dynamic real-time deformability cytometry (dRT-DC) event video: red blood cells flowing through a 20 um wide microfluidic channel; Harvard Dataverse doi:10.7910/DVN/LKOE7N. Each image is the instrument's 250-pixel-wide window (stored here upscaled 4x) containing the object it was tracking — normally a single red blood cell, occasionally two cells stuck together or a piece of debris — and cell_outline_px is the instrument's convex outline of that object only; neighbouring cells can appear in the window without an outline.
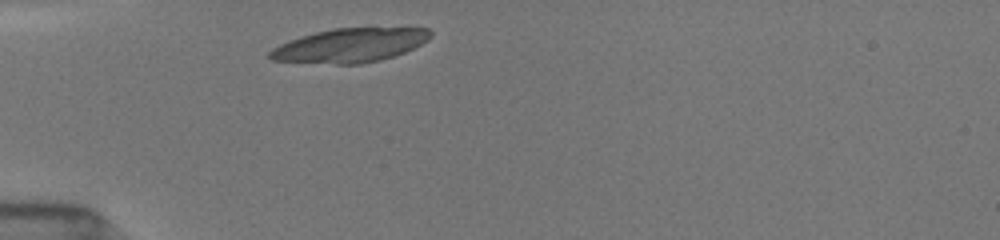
{"species": "common noctule bat (a hibernating species)", "species_latin": "Nyctalus noctula", "temperature_condition": "room temperature", "stored_images_in_passage": 3, "camera_frame_rate_fps": 3000, "um_per_image_px": 0.085, "animal": {"sex": "female", "body_mass_g": 19.5, "forearm_length_mm": 54.1}, "frame": {"image": 1, "passage_image": 1, "time_ms": 0.0, "image_size_px": [1000, 240], "cell_outline_px": [[432, 36], [428, 40], [404, 52], [380, 60], [360, 64], [336, 64], [268, 60], [268, 52], [272, 48], [288, 40], [300, 36], [332, 28], [428, 28], [432, 32]], "centroid_in_image_um": [29.7, 3.85], "position_along_channel_um": 55.3, "area_um2": 31.79}}